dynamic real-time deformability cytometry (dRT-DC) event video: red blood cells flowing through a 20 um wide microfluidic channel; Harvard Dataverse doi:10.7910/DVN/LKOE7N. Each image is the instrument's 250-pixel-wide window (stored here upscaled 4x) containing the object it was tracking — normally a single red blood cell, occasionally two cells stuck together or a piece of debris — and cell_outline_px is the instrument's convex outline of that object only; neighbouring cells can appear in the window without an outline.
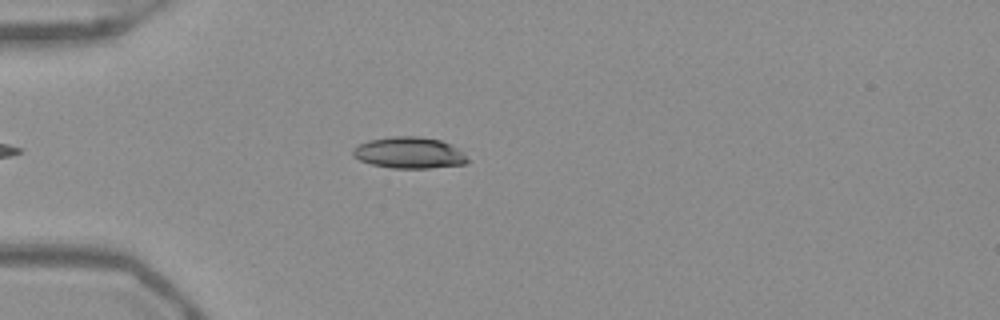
{"species": "Egyptian fruit bat (a non-hibernating species)", "species_latin": "Rousettus aegyptiacus", "temperature_condition": "warm", "stored_images_in_passage": 42, "camera_frame_rate_fps": 3000, "um_per_image_px": 0.085, "frame": {"image": 1, "passage_image": 8, "time_ms": 2.333, "image_size_px": [1000, 320], "cell_outline_px": [[472, 160], [464, 164], [428, 168], [392, 168], [372, 164], [360, 160], [352, 156], [352, 148], [368, 140], [392, 136], [416, 136], [440, 140], [452, 144]], "centroid_in_image_um": [34.79, 12.98], "position_along_channel_um": 50.2, "area_um2": 21.04}}
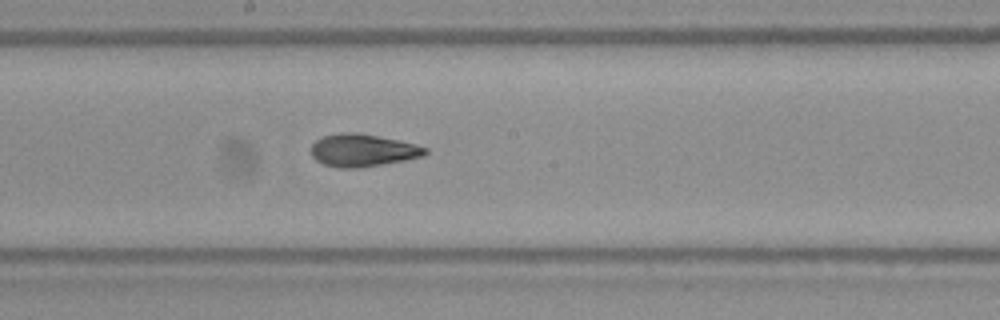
{"frame": {"image": 2, "passage_image": 22, "time_ms": 7.0, "image_size_px": [1000, 320], "cell_outline_px": [[428, 152], [424, 156], [404, 160], [360, 168], [340, 168], [324, 164], [316, 160], [312, 156], [312, 144], [316, 140], [324, 136], [344, 132], [356, 132], [400, 140], [416, 144], [428, 148]], "centroid_in_image_um": [30.86, 12.77], "position_along_channel_um": 217.3, "area_um2": 21.62}}
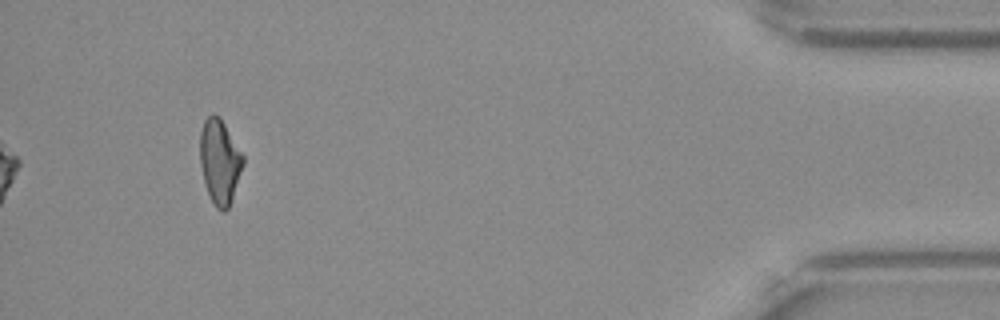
{"frame": {"image": 3, "passage_image": 42, "time_ms": 13.667, "image_size_px": [1000, 320], "cell_outline_px": [[244, 164], [232, 200], [228, 208], [224, 212], [220, 212], [216, 208], [204, 184], [200, 164], [200, 132], [204, 120], [212, 112], [220, 116], [244, 156]], "centroid_in_image_um": [18.68, 13.72], "position_along_channel_um": 416.5, "area_um2": 21.44}, "authors_computed_cell_mechanics": {"area_um2": 21.1548, "velocity_mm_per_s": 3.9323, "shape_relaxation_time_tau1_ms": 6.1477, "shape_relaxation_time_tau2_ms": 2.6305, "deformation_change_tau1": 0.1822, "deformation_change_tau2": 0.0947}}